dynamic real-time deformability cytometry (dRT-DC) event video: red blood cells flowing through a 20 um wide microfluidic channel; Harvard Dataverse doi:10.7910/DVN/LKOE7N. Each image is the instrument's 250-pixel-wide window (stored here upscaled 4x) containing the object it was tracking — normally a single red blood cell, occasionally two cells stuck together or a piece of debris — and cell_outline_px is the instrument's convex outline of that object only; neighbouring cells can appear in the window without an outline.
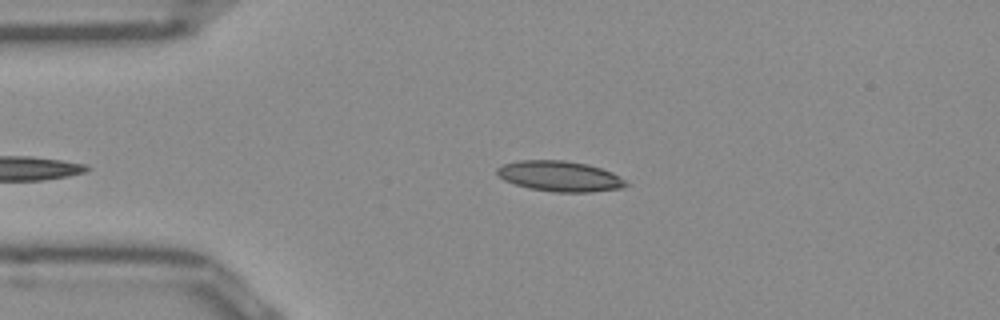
{"species": "Egyptian fruit bat (a non-hibernating species)", "species_latin": "Rousettus aegyptiacus", "temperature_condition": "room temperature", "stored_images_in_passage": 42, "camera_frame_rate_fps": 3000, "um_per_image_px": 0.085, "frame": {"image": 1, "passage_image": 6, "time_ms": 1.667, "image_size_px": [1000, 320], "cell_outline_px": [[632, 184], [624, 188], [592, 192], [556, 192], [528, 188], [504, 180], [496, 176], [496, 168], [504, 164], [520, 160], [564, 160], [588, 164], [612, 172], [620, 176]], "centroid_in_image_um": [47.62, 14.98], "position_along_channel_um": 37.4, "area_um2": 23.18}}
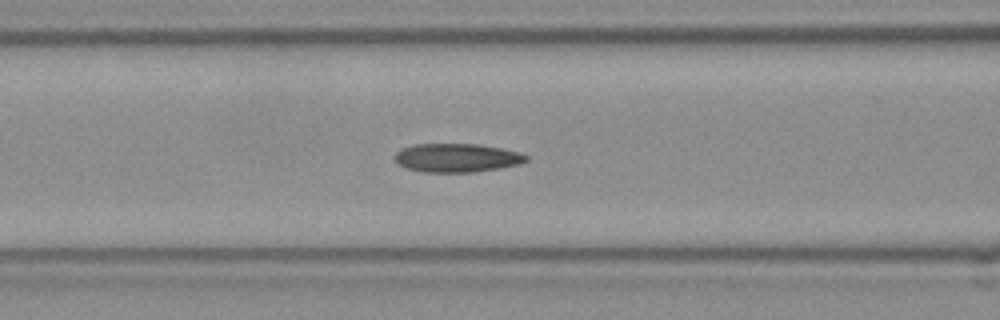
{"frame": {"image": 2, "passage_image": 15, "time_ms": 4.667, "image_size_px": [1000, 320], "cell_outline_px": [[528, 160], [520, 164], [472, 172], [424, 172], [408, 168], [400, 164], [396, 160], [396, 152], [412, 144], [480, 144], [520, 152], [528, 156]], "centroid_in_image_um": [38.86, 13.4], "position_along_channel_um": 127.7, "area_um2": 21.68}}
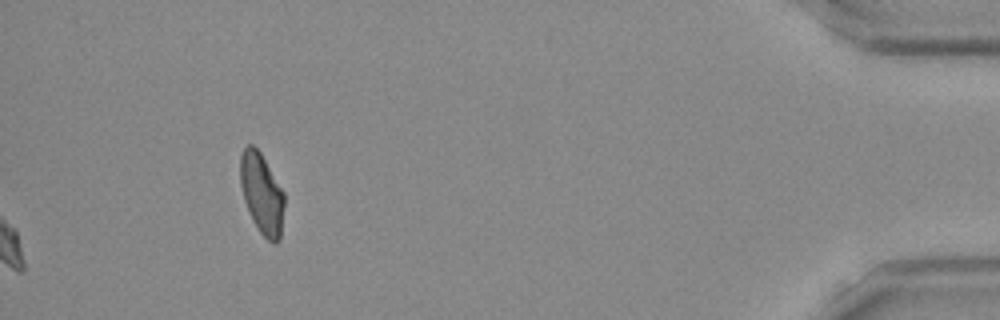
{"frame": {"image": 3, "passage_image": 42, "time_ms": 13.667, "image_size_px": [1000, 320], "cell_outline_px": [[284, 204], [280, 240], [276, 244], [272, 244], [256, 228], [252, 220], [244, 200], [240, 184], [240, 156], [244, 148], [248, 144], [252, 144], [260, 152], [284, 192]], "centroid_in_image_um": [22.25, 16.48], "position_along_channel_um": 413.0, "area_um2": 20.75}, "authors_computed_cell_mechanics": {"area_um2": 21.675, "velocity_mm_per_s": 3.927, "shape_relaxation_time_tau1_ms": null, "shape_relaxation_time_tau2_ms": 2.1081, "deformation_change_tau1": null, "deformation_change_tau2": 0.095}}